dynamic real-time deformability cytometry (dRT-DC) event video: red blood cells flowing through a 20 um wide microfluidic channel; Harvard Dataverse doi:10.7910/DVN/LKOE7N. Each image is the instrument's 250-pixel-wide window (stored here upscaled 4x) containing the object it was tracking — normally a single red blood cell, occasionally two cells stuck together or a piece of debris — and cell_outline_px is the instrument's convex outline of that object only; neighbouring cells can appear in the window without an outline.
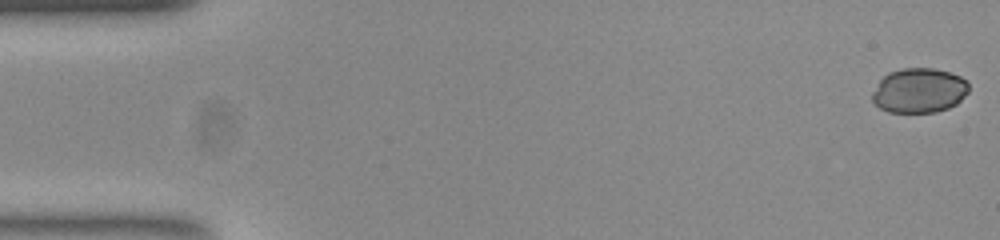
{"species": "common noctule bat (a hibernating species)", "species_latin": "Nyctalus noctula", "temperature_condition": "room temperature", "stored_images_in_passage": 53, "camera_frame_rate_fps": 3000, "um_per_image_px": 0.085, "animal": {"sex": "female", "body_mass_g": 23.0, "forearm_length_mm": 53.4}, "frame": {"image": 1, "passage_image": 1, "time_ms": 0.0, "image_size_px": [1000, 240], "cell_outline_px": [[968, 92], [956, 104], [948, 108], [936, 112], [888, 112], [880, 108], [872, 100], [872, 92], [880, 80], [888, 72], [904, 68], [932, 68], [948, 72], [960, 76], [968, 80]], "centroid_in_image_um": [78.13, 7.69], "position_along_channel_um": 6.9, "area_um2": 25.14}}
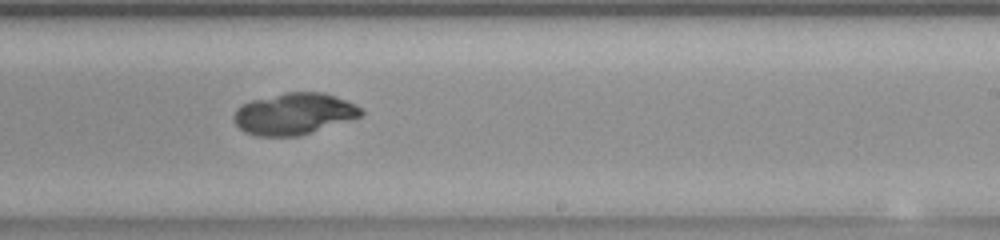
{"frame": {"image": 2, "passage_image": 32, "time_ms": 10.333, "image_size_px": [1000, 240], "cell_outline_px": [[364, 112], [360, 116], [300, 136], [256, 136], [244, 132], [236, 124], [236, 108], [252, 100], [284, 92], [324, 92], [336, 96], [360, 108]], "centroid_in_image_um": [24.97, 9.67], "position_along_channel_um": 264.0, "area_um2": 30.35}}
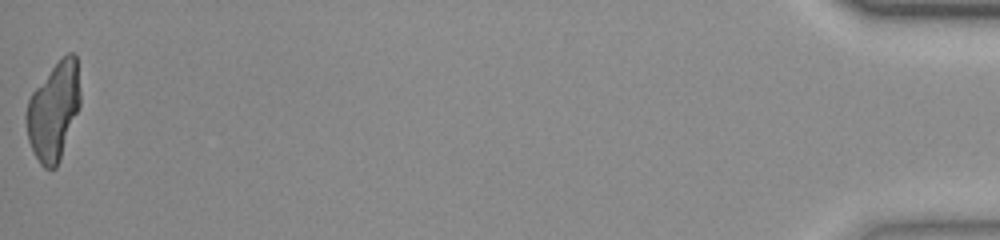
{"frame": {"image": 3, "passage_image": 53, "time_ms": 17.333, "image_size_px": [1000, 240], "cell_outline_px": [[80, 104], [60, 160], [56, 168], [44, 168], [40, 164], [28, 140], [24, 116], [28, 100], [32, 92], [52, 68], [68, 52], [72, 52], [76, 56], [80, 92]], "centroid_in_image_um": [4.54, 9.46], "position_along_channel_um": 430.7, "area_um2": 30.46}}